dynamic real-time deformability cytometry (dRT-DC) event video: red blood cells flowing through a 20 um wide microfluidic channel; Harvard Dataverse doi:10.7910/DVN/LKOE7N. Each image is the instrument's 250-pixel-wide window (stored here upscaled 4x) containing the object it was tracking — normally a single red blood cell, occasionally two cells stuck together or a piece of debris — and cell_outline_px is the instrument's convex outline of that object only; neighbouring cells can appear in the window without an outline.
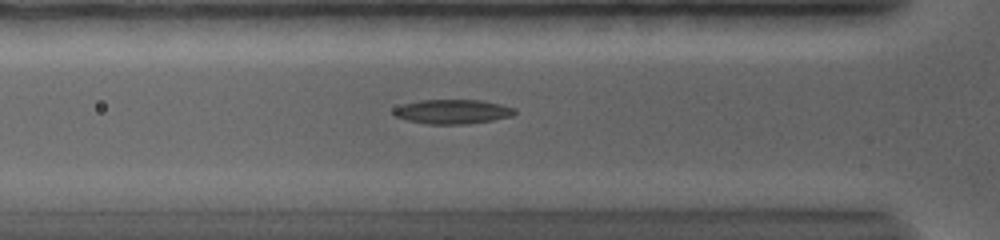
{"species": "common noctule bat (a hibernating species)", "species_latin": "Nyctalus noctula", "temperature_condition": "warm", "stored_images_in_passage": 9, "camera_frame_rate_fps": 5000, "um_per_image_px": 0.085, "animal": {"sex": "female", "body_mass_g": 19.0, "forearm_length_mm": 56.7}, "frame": {"image": 1, "passage_image": 6, "time_ms": 4.6, "image_size_px": [1000, 240], "cell_outline_px": [[516, 112], [512, 116], [492, 120], [468, 124], [424, 124], [392, 116], [392, 108], [404, 104], [420, 100], [480, 100], [500, 104], [516, 108]], "centroid_in_image_um": [38.43, 9.49], "position_along_channel_um": 87.4, "area_um2": 17.34}}
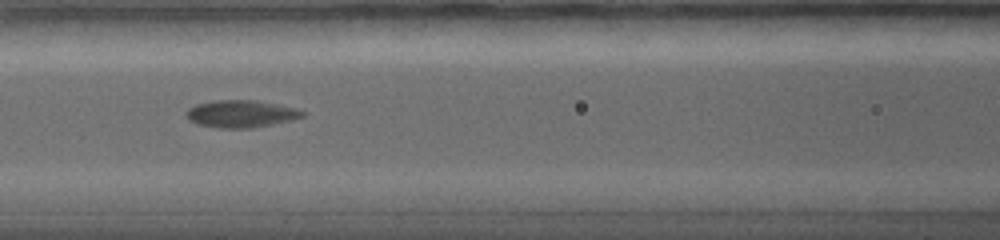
{"frame": {"image": 2, "passage_image": 8, "time_ms": 6.4, "image_size_px": [1000, 240], "cell_outline_px": [[304, 116], [292, 120], [252, 128], [216, 128], [200, 124], [188, 120], [184, 112], [188, 108], [196, 104], [216, 100], [256, 100], [296, 108], [304, 112]], "centroid_in_image_um": [20.45, 9.67], "position_along_channel_um": 146.1, "area_um2": 18.5}}